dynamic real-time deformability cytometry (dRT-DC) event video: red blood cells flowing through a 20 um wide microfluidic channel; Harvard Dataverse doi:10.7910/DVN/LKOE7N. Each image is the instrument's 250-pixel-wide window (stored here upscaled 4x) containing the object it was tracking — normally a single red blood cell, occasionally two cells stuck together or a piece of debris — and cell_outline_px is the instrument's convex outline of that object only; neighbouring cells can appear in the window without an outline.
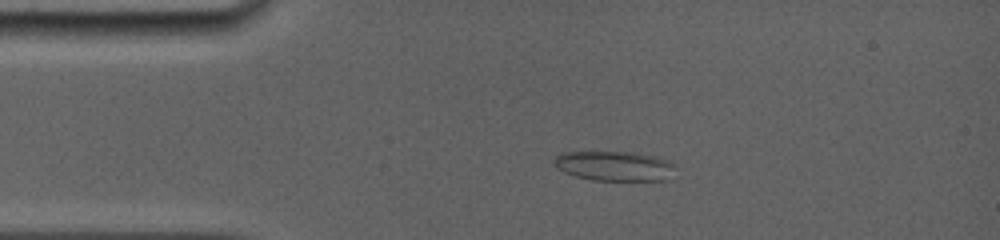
{"species": "common noctule bat (a hibernating species)", "species_latin": "Nyctalus noctula", "temperature_condition": "room temperature", "stored_images_in_passage": 31, "camera_frame_rate_fps": 5000, "um_per_image_px": 0.085, "animal": {"sex": "female", "body_mass_g": 19.0, "forearm_length_mm": 56.7}, "frame": {"image": 1, "passage_image": 4, "time_ms": 2.6, "image_size_px": [1000, 240], "cell_outline_px": [[676, 164], [672, 180], [592, 180], [576, 176], [564, 172], [556, 168], [552, 164], [552, 160], [556, 156], [564, 152], [636, 152], [656, 156], [668, 160]], "centroid_in_image_um": [52.27, 14.11], "position_along_channel_um": 32.7, "area_um2": 21.44}}
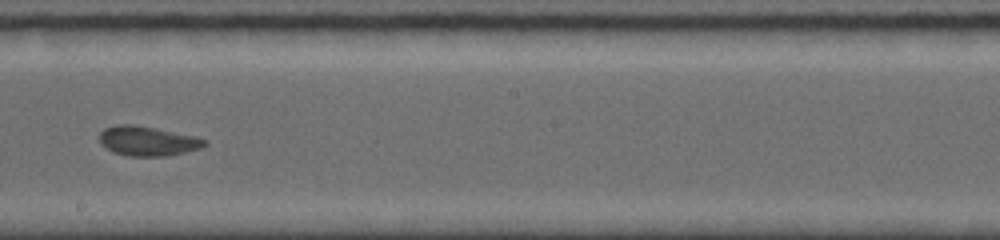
{"frame": {"image": 2, "passage_image": 17, "time_ms": 8.6, "image_size_px": [1000, 240], "cell_outline_px": [[208, 144], [200, 148], [184, 152], [164, 156], [128, 156], [112, 152], [104, 148], [100, 144], [100, 132], [104, 128], [116, 124], [132, 124], [156, 128], [196, 136], [208, 140]], "centroid_in_image_um": [12.53, 11.98], "position_along_channel_um": 235.7, "area_um2": 18.32}}
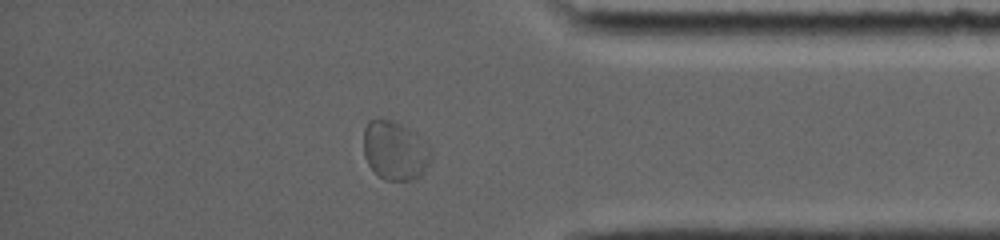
{"frame": {"image": 3, "passage_image": 27, "time_ms": 13.0, "image_size_px": [1000, 240], "cell_outline_px": [[432, 156], [424, 172], [416, 180], [384, 180], [368, 164], [364, 156], [364, 128], [368, 120], [396, 120], [420, 136], [428, 144], [432, 152]], "centroid_in_image_um": [33.6, 12.8], "position_along_channel_um": 401.6, "area_um2": 23.35}}